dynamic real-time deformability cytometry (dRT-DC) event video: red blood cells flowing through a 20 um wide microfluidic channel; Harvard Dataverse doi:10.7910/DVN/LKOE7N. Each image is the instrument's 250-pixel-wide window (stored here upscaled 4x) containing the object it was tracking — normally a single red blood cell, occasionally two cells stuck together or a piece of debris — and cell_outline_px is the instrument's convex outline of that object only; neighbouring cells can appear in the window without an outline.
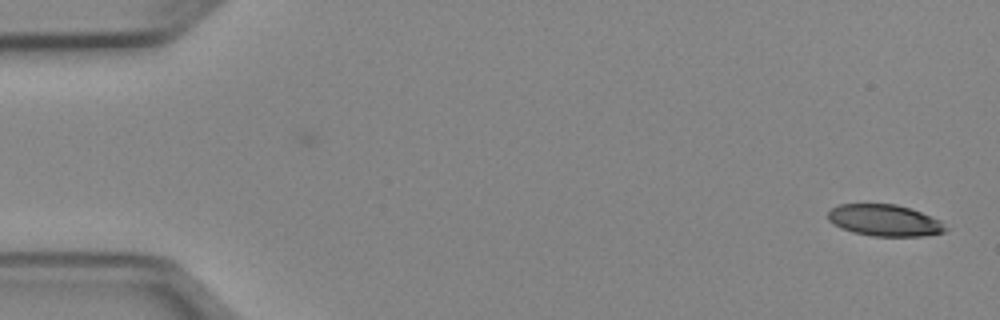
{"species": "Egyptian fruit bat (a non-hibernating species)", "species_latin": "Rousettus aegyptiacus", "temperature_condition": "cold", "stored_images_in_passage": 50, "camera_frame_rate_fps": 3000, "um_per_image_px": 0.085, "animal": {"sex": "female"}, "frame": {"image": 1, "passage_image": 1, "time_ms": 0.0, "image_size_px": [1000, 320], "cell_outline_px": [[948, 228], [944, 232], [924, 236], [872, 236], [852, 232], [840, 228], [828, 220], [828, 212], [832, 208], [840, 204], [896, 204], [920, 212], [940, 220]], "centroid_in_image_um": [75.18, 18.74], "position_along_channel_um": 9.8, "area_um2": 21.56}}
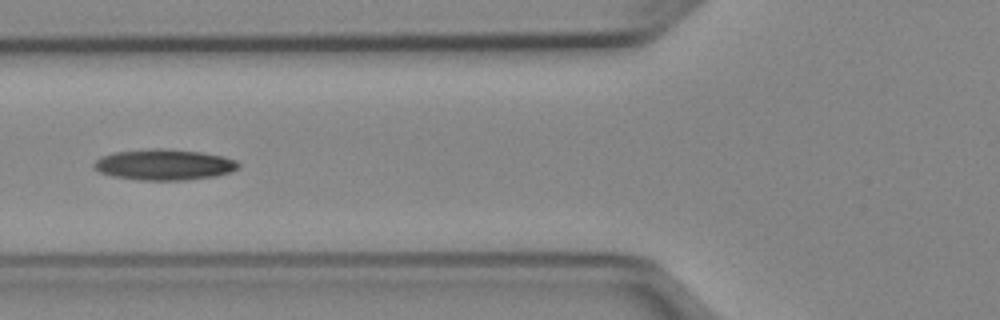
{"frame": {"image": 2, "passage_image": 19, "time_ms": 6.0, "image_size_px": [1000, 320], "cell_outline_px": [[240, 168], [216, 176], [184, 180], [140, 180], [112, 176], [100, 172], [92, 164], [100, 156], [112, 152], [152, 148], [164, 148], [200, 152], [224, 156], [236, 160], [240, 164]], "centroid_in_image_um": [13.95, 13.98], "position_along_channel_um": 111.9, "area_um2": 26.13}}
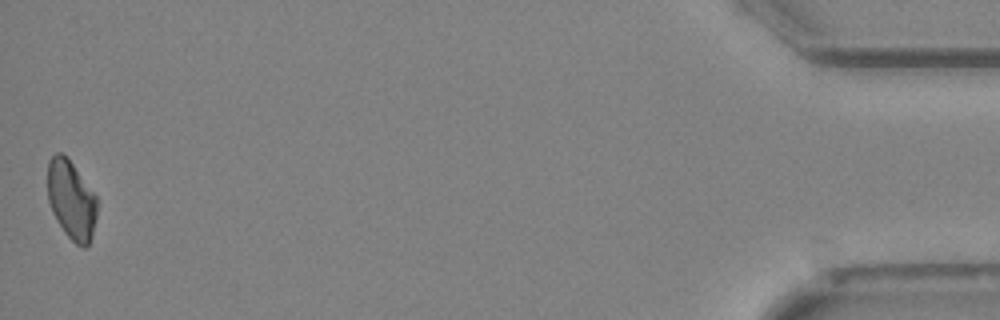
{"frame": {"image": 3, "passage_image": 50, "time_ms": 16.333, "image_size_px": [1000, 320], "cell_outline_px": [[96, 216], [92, 236], [88, 244], [84, 248], [80, 248], [64, 232], [56, 220], [52, 212], [48, 200], [48, 160], [56, 152], [60, 152], [72, 164], [96, 196]], "centroid_in_image_um": [6.04, 17.03], "position_along_channel_um": 429.2, "area_um2": 22.43}}